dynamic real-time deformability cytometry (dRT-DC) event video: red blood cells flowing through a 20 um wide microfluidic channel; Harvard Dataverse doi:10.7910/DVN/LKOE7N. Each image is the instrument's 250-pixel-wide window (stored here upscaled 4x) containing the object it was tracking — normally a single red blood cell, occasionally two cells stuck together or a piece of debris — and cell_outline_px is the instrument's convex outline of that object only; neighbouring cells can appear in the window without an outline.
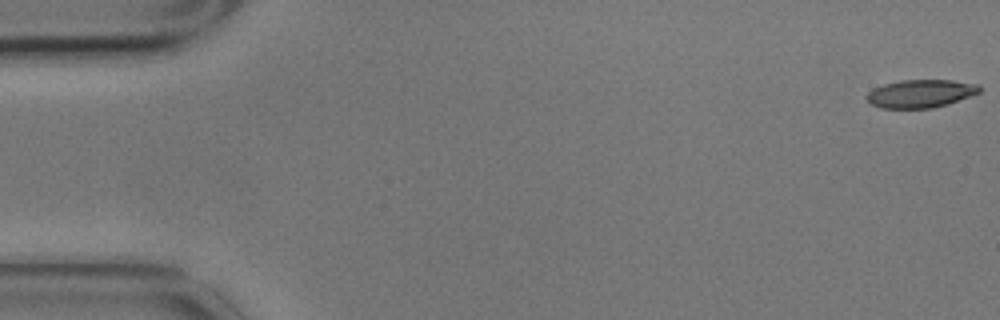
{"species": "common noctule bat (a hibernating species)", "species_latin": "Nyctalus noctula", "temperature_condition": "cold", "stored_images_in_passage": 2, "camera_frame_rate_fps": 3000, "um_per_image_px": 0.085, "animal": {"sex": "male", "body_mass_g": 17.9}, "frame": {"image": 1, "passage_image": 1, "time_ms": 0.0, "image_size_px": [1000, 320], "cell_outline_px": [[980, 92], [948, 104], [932, 108], [880, 108], [872, 104], [864, 96], [872, 88], [884, 84], [900, 80], [952, 80], [980, 84]], "centroid_in_image_um": [78.23, 7.95], "position_along_channel_um": 6.8, "area_um2": 18.5}}